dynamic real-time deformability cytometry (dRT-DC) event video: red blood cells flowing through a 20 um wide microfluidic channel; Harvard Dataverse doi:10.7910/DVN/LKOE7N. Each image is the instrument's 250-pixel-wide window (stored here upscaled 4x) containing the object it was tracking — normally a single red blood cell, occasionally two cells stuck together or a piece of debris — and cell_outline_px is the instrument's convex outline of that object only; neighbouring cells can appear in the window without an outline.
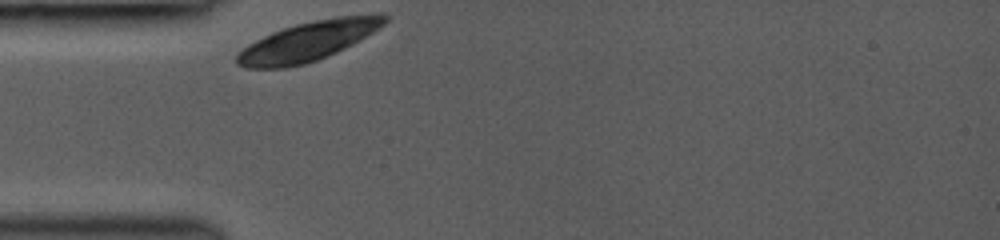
{"species": "common noctule bat (a hibernating species)", "species_latin": "Nyctalus noctula", "temperature_condition": "room temperature", "stored_images_in_passage": 14, "camera_frame_rate_fps": 3000, "um_per_image_px": 0.085, "animal": {"sex": "female", "body_mass_g": 19.0, "forearm_length_mm": 53.3}, "frame": {"image": 1, "passage_image": 1, "time_ms": 0.0, "image_size_px": [1000, 240], "cell_outline_px": [[388, 20], [380, 28], [360, 40], [336, 52], [316, 60], [304, 64], [284, 68], [244, 68], [236, 64], [236, 56], [248, 44], [272, 32], [296, 24], [336, 16], [380, 12], [384, 12], [388, 16]], "centroid_in_image_um": [26.26, 3.48], "position_along_channel_um": 58.7, "area_um2": 33.99}}
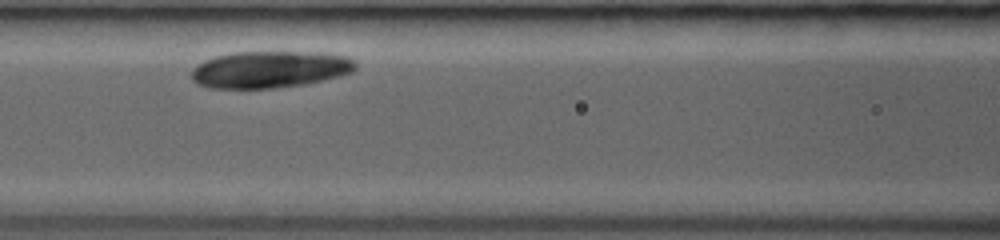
{"frame": {"image": 2, "passage_image": 8, "time_ms": 2.333, "image_size_px": [1000, 240], "cell_outline_px": [[356, 68], [352, 72], [340, 76], [308, 84], [276, 88], [208, 88], [196, 84], [192, 80], [192, 68], [196, 64], [204, 60], [216, 56], [232, 52], [320, 52], [344, 56], [352, 60], [356, 64]], "centroid_in_image_um": [22.91, 5.91], "position_along_channel_um": 143.7, "area_um2": 35.55}}
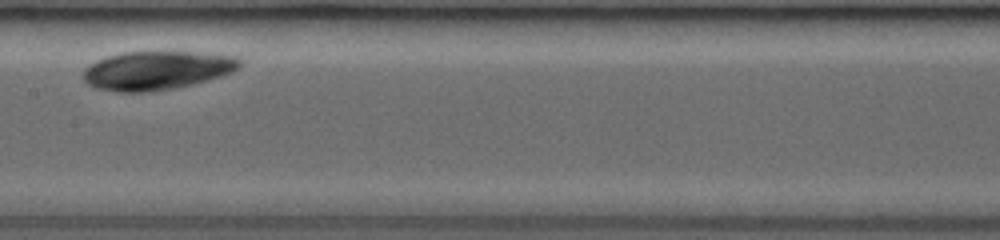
{"frame": {"image": 3, "passage_image": 12, "time_ms": 3.667, "image_size_px": [1000, 240], "cell_outline_px": [[240, 68], [232, 72], [208, 80], [176, 88], [152, 92], [116, 92], [96, 88], [88, 84], [80, 76], [84, 68], [88, 64], [96, 60], [120, 52], [192, 52], [236, 56], [240, 60]], "centroid_in_image_um": [13.27, 5.99], "position_along_channel_um": 194.1, "area_um2": 35.6}}